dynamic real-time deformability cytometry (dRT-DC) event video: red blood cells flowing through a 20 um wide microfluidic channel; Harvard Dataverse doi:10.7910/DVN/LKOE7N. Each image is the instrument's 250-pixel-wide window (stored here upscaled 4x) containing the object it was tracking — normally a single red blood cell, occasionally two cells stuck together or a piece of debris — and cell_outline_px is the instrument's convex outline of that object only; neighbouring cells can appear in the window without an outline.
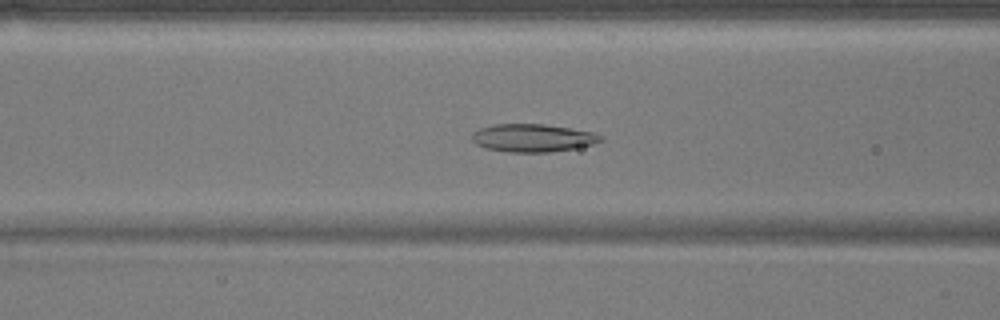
{"species": "common noctule bat (a hibernating species)", "species_latin": "Nyctalus noctula", "temperature_condition": "warm", "stored_images_in_passage": 51, "camera_frame_rate_fps": 3000, "um_per_image_px": 0.085, "animal": {"sex": "male", "body_mass_g": 17.9}, "frame": {"image": 1, "passage_image": 20, "time_ms": 6.333, "image_size_px": [1000, 320], "cell_outline_px": [[604, 140], [592, 144], [572, 148], [548, 152], [508, 152], [484, 148], [476, 144], [472, 140], [472, 132], [480, 128], [492, 124], [544, 124], [592, 132], [604, 136]], "centroid_in_image_um": [45.24, 11.72], "position_along_channel_um": 121.4, "area_um2": 20.87}}
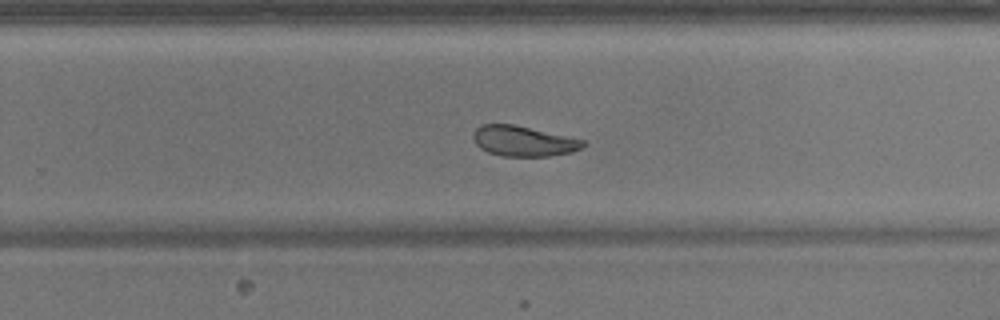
{"frame": {"image": 2, "passage_image": 33, "time_ms": 10.667, "image_size_px": [1000, 320], "cell_outline_px": [[584, 144], [580, 148], [572, 152], [552, 156], [504, 156], [488, 152], [480, 148], [476, 144], [472, 136], [476, 128], [480, 124], [512, 124], [584, 140]], "centroid_in_image_um": [44.45, 11.99], "position_along_channel_um": 285.4, "area_um2": 19.19}}
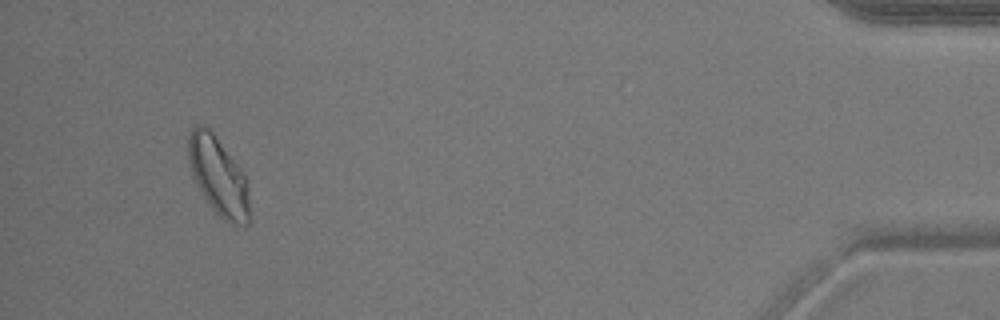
{"frame": {"image": 3, "passage_image": 49, "time_ms": 16.0, "image_size_px": [1000, 320], "cell_outline_px": [[248, 224], [236, 224], [224, 220], [212, 208], [196, 184], [188, 160], [188, 136], [192, 128], [196, 124], [200, 124], [208, 128], [212, 132], [240, 168], [244, 176], [248, 196]], "centroid_in_image_um": [18.52, 14.94], "position_along_channel_um": 416.7, "area_um2": 27.05}}